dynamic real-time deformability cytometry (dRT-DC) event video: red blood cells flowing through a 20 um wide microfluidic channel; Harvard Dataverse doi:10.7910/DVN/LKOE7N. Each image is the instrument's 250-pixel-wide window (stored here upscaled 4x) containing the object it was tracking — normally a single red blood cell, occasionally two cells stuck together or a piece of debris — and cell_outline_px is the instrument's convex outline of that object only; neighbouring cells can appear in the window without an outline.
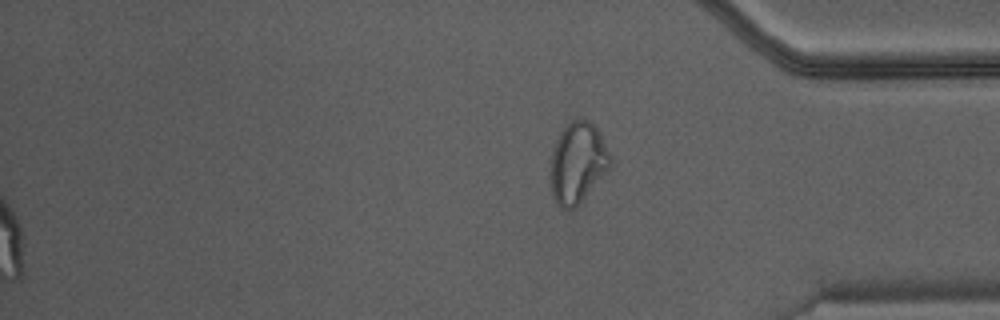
{"species": "Egyptian fruit bat (a non-hibernating species)", "species_latin": "Rousettus aegyptiacus", "temperature_condition": "warm", "stored_images_in_passage": 48, "camera_frame_rate_fps": 3000, "um_per_image_px": 0.085, "animal": {"sex": "male"}, "frame": {"image": 1, "passage_image": 48, "time_ms": 15.667, "image_size_px": [1000, 320], "cell_outline_px": [[612, 164], [576, 208], [560, 208], [552, 196], [552, 156], [556, 140], [564, 124], [580, 116], [592, 120], [600, 132], [612, 156]], "centroid_in_image_um": [49.14, 13.75], "position_along_channel_um": 386.1, "area_um2": 28.32}}